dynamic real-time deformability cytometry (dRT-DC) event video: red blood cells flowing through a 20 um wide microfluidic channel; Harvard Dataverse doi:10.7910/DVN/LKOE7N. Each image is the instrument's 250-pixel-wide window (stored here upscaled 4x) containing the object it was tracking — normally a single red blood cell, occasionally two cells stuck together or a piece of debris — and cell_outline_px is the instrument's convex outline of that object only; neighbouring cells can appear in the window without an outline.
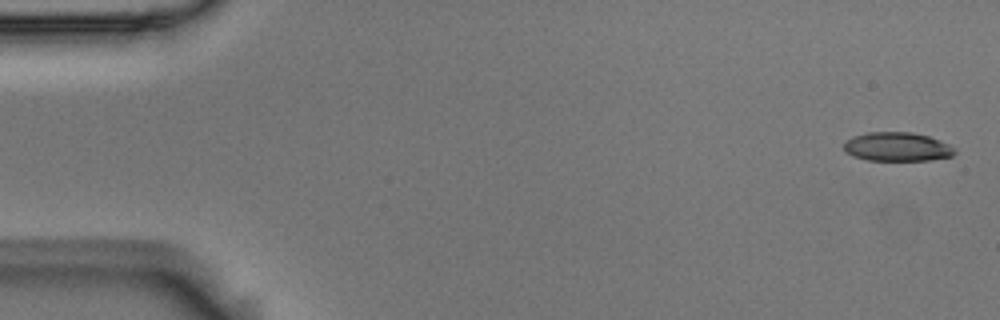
{"species": "Egyptian fruit bat (a non-hibernating species)", "species_latin": "Rousettus aegyptiacus", "temperature_condition": "room temperature", "stored_images_in_passage": 4, "camera_frame_rate_fps": 3000, "um_per_image_px": 0.085, "animal": {"sex": "male"}, "frame": {"image": 1, "passage_image": 1, "time_ms": 0.0, "image_size_px": [1000, 320], "cell_outline_px": [[956, 152], [952, 156], [928, 160], [868, 160], [852, 156], [844, 152], [844, 144], [852, 136], [868, 132], [912, 132], [928, 136], [940, 140], [956, 148]], "centroid_in_image_um": [76.26, 12.47], "position_along_channel_um": 8.7, "area_um2": 18.73}}
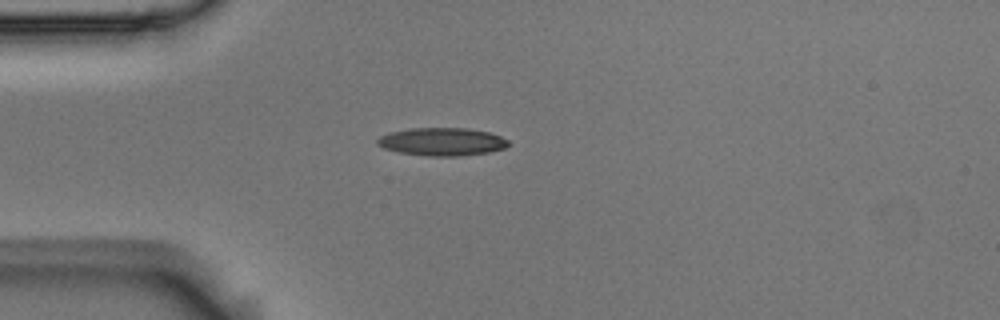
{"frame": {"image": 2, "passage_image": 4, "time_ms": 1.0, "image_size_px": [1000, 320], "cell_outline_px": [[508, 144], [504, 148], [488, 152], [460, 156], [428, 156], [400, 152], [384, 148], [376, 144], [376, 140], [380, 136], [388, 132], [408, 128], [468, 128], [488, 132], [500, 136], [508, 140]], "centroid_in_image_um": [37.53, 12.04], "position_along_channel_um": 47.5, "area_um2": 21.33}}